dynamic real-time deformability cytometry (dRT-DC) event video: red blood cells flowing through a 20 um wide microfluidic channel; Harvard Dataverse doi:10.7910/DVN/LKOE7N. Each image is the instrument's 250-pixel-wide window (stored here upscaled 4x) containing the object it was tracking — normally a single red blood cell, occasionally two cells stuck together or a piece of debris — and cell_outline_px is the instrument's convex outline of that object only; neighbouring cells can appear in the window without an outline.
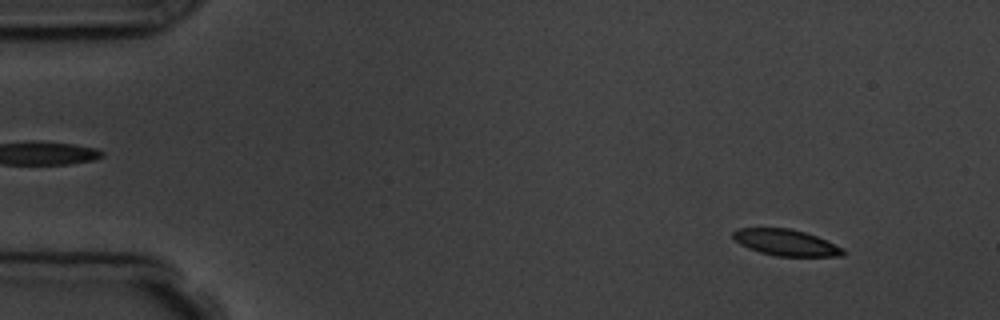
{"species": "common noctule bat (a hibernating species)", "species_latin": "Nyctalus noctula", "temperature_condition": "room temperature", "stored_images_in_passage": 4, "camera_frame_rate_fps": 3000, "um_per_image_px": 0.085, "animal": {"sex": "male", "body_mass_g": 19.5, "forearm_length_mm": 54.6}, "frame": {"image": 1, "passage_image": 1, "time_ms": 0.0, "image_size_px": [1000, 320], "cell_outline_px": [[848, 252], [844, 256], [776, 256], [760, 252], [748, 248], [740, 244], [732, 236], [732, 232], [736, 228], [788, 228], [804, 232], [816, 236], [844, 248]], "centroid_in_image_um": [66.82, 20.62], "position_along_channel_um": 18.2, "area_um2": 16.88}}
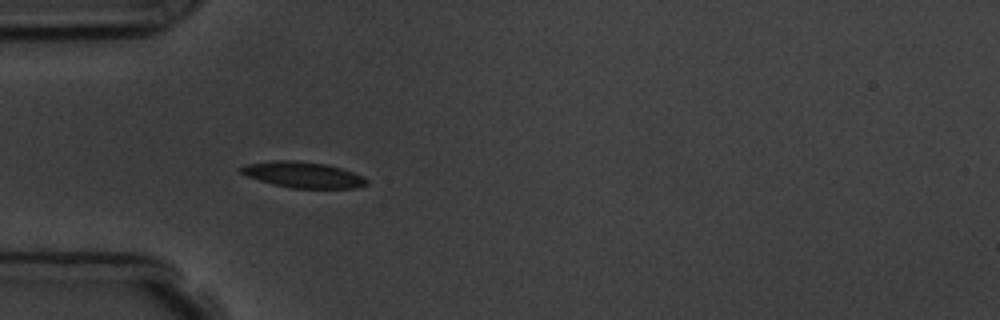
{"frame": {"image": 2, "passage_image": 4, "time_ms": 3.667, "image_size_px": [1000, 320], "cell_outline_px": [[368, 184], [356, 188], [292, 188], [272, 184], [248, 176], [240, 172], [236, 168], [244, 164], [272, 160], [296, 160], [328, 164], [364, 176], [368, 180]], "centroid_in_image_um": [25.73, 14.84], "position_along_channel_um": 59.3, "area_um2": 19.19}}